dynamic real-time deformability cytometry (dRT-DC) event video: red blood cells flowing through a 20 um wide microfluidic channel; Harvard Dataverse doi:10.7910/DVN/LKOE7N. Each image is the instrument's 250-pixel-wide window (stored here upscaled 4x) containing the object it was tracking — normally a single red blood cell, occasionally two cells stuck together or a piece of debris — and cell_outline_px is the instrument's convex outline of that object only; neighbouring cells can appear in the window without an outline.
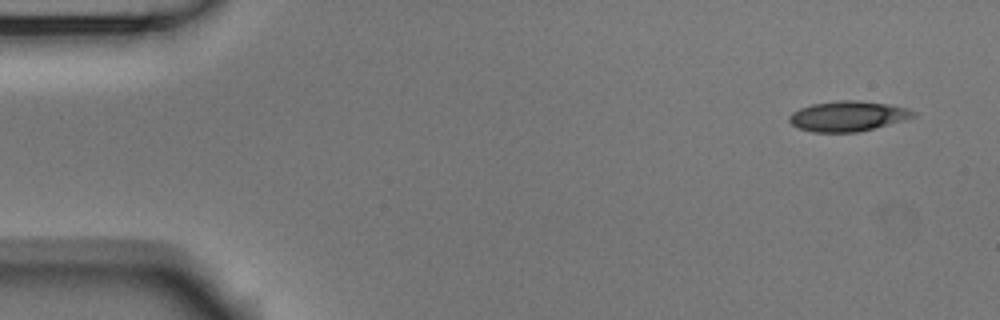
{"species": "Egyptian fruit bat (a non-hibernating species)", "species_latin": "Rousettus aegyptiacus", "temperature_condition": "room temperature", "stored_images_in_passage": 9, "camera_frame_rate_fps": 3000, "um_per_image_px": 0.085, "animal": {"sex": "male"}, "frame": {"image": 1, "passage_image": 1, "time_ms": 0.0, "image_size_px": [1000, 320], "cell_outline_px": [[916, 116], [904, 120], [856, 132], [812, 132], [796, 128], [788, 120], [788, 116], [792, 112], [800, 108], [812, 104], [840, 100], [856, 100], [888, 104], [904, 108], [916, 112]], "centroid_in_image_um": [72.01, 9.87], "position_along_channel_um": 13.0, "area_um2": 21.68}}
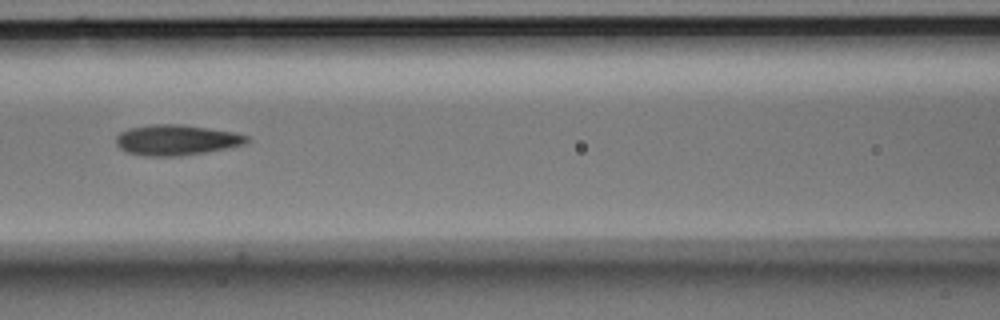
{"frame": {"image": 2, "passage_image": 6, "time_ms": 1.667, "image_size_px": [1000, 320], "cell_outline_px": [[252, 140], [244, 144], [204, 152], [176, 156], [144, 156], [128, 152], [120, 148], [116, 144], [116, 136], [120, 132], [128, 128], [152, 124], [180, 124], [236, 132], [248, 136]], "centroid_in_image_um": [14.98, 11.89], "position_along_channel_um": 151.6, "area_um2": 23.18}}
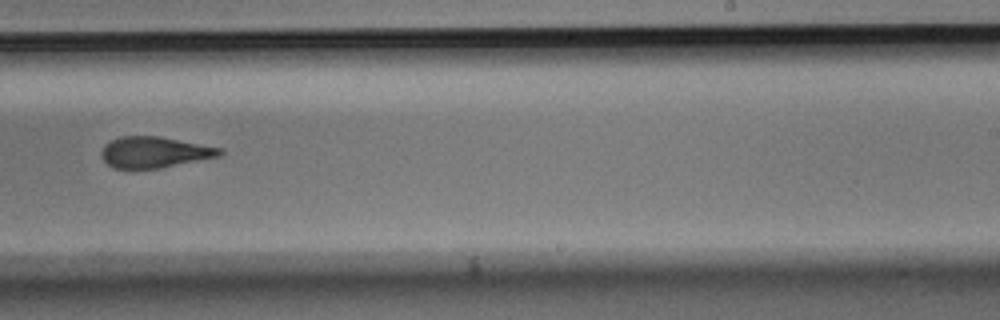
{"frame": {"image": 3, "passage_image": 9, "time_ms": 2.667, "image_size_px": [1000, 320], "cell_outline_px": [[224, 152], [220, 156], [160, 168], [112, 168], [100, 156], [100, 152], [104, 144], [108, 140], [120, 136], [160, 136], [224, 148]], "centroid_in_image_um": [13.12, 12.92], "position_along_channel_um": 275.9, "area_um2": 21.68}}